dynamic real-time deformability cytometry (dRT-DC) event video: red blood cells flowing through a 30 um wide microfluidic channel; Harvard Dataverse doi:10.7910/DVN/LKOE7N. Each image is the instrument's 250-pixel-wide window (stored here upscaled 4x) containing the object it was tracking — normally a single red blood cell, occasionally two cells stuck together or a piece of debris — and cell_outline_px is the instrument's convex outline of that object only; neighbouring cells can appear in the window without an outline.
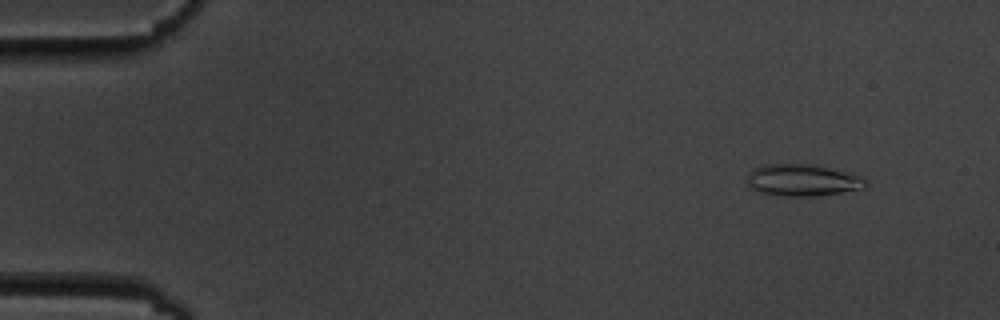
{"species": "common noctule bat (a hibernating species)", "species_latin": "Nyctalus noctula", "temperature_condition": "cold", "stored_images_in_passage": 7, "camera_frame_rate_fps": 3000, "um_per_image_px": 0.085, "animal": {"sex": "male", "body_mass_g": 19.5, "forearm_length_mm": 54.6}, "frame": {"image": 1, "passage_image": 2, "time_ms": 1.333, "image_size_px": [1000, 320], "cell_outline_px": [[864, 188], [840, 192], [812, 196], [780, 196], [760, 192], [748, 184], [748, 176], [756, 168], [764, 164], [812, 164], [860, 176], [864, 180]], "centroid_in_image_um": [68.18, 15.32], "position_along_channel_um": 16.8, "area_um2": 21.33}}
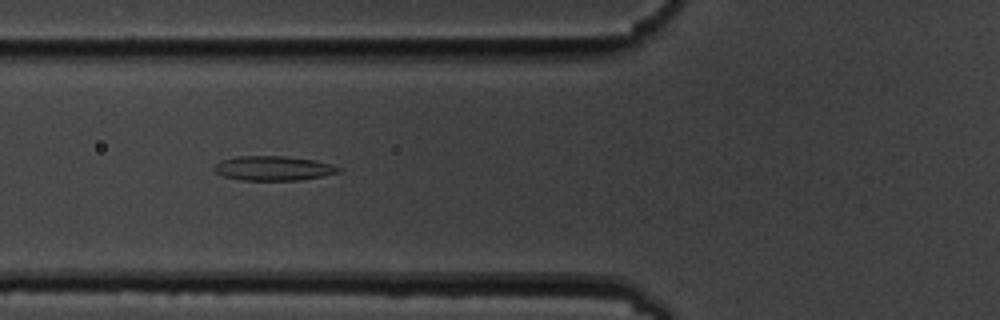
{"frame": {"image": 2, "passage_image": 6, "time_ms": 6.667, "image_size_px": [1000, 320], "cell_outline_px": [[340, 172], [300, 180], [240, 180], [224, 176], [216, 172], [212, 168], [220, 160], [236, 156], [284, 156], [316, 160], [332, 164], [340, 168]], "centroid_in_image_um": [23.21, 14.29], "position_along_channel_um": 102.6, "area_um2": 17.74}}
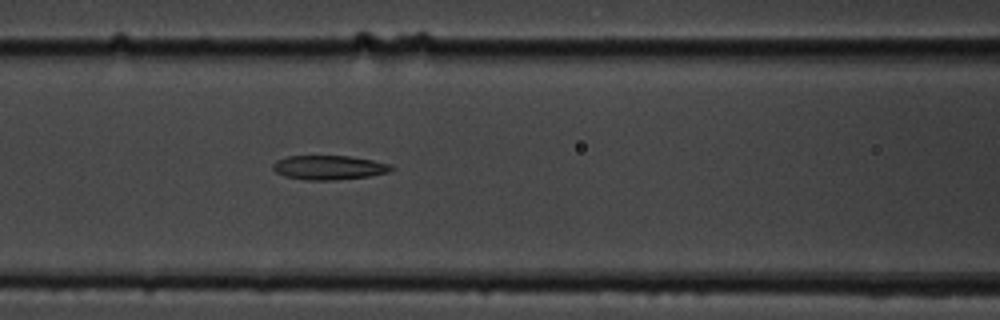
{"frame": {"image": 3, "passage_image": 7, "time_ms": 7.667, "image_size_px": [1000, 320], "cell_outline_px": [[396, 168], [388, 172], [368, 176], [332, 180], [308, 180], [284, 176], [276, 172], [272, 168], [272, 164], [276, 160], [288, 156], [348, 156], [372, 160], [392, 164]], "centroid_in_image_um": [27.96, 14.23], "position_along_channel_um": 138.6, "area_um2": 16.7}}